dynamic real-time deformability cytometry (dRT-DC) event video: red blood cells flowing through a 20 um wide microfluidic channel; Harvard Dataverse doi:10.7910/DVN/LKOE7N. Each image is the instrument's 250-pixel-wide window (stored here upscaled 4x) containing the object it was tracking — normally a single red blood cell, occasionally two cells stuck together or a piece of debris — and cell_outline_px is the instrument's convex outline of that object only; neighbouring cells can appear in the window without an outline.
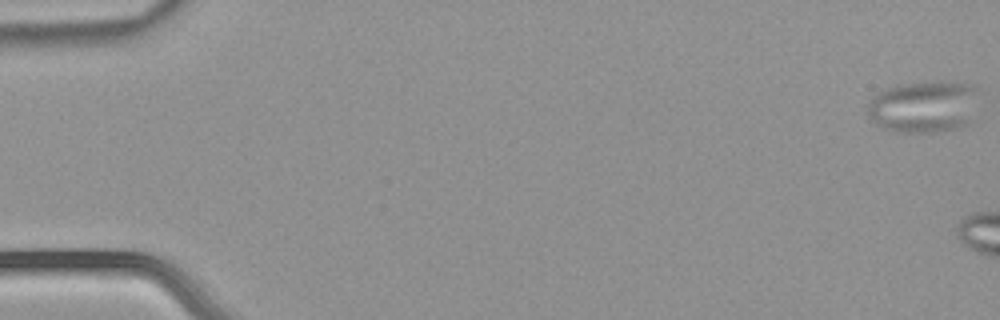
{"species": "common noctule bat (a hibernating species)", "species_latin": "Nyctalus noctula", "temperature_condition": "warm", "stored_images_in_passage": 18, "camera_frame_rate_fps": 3000, "um_per_image_px": 0.085, "animal": {"sex": "male", "body_mass_g": 21.5, "forearm_length_mm": 52.0}, "frame": {"image": 1, "passage_image": 1, "time_ms": 0.0, "image_size_px": [1000, 320], "cell_outline_px": [[980, 88], [968, 124], [936, 132], [892, 132], [876, 124], [872, 120], [868, 112], [868, 104], [872, 96], [896, 84], [940, 80], [944, 80], [976, 84]], "centroid_in_image_um": [78.53, 9.02], "position_along_channel_um": 6.5, "area_um2": 34.1}}